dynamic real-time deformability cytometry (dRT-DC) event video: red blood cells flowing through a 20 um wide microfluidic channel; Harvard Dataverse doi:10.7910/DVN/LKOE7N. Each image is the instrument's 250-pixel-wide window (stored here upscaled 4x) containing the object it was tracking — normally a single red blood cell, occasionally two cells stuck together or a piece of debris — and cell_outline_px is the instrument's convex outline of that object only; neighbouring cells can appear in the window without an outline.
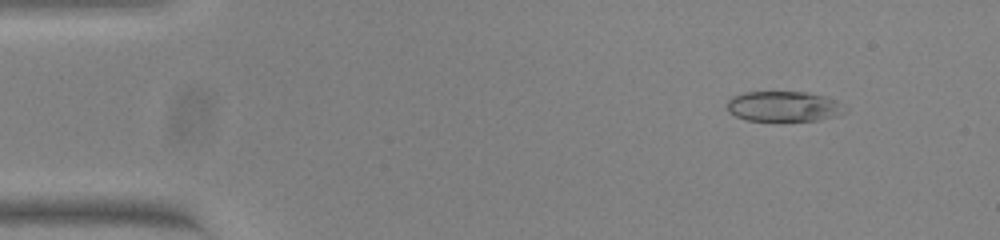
{"species": "common noctule bat (a hibernating species)", "species_latin": "Nyctalus noctula", "temperature_condition": "warm", "stored_images_in_passage": 53, "camera_frame_rate_fps": 3000, "um_per_image_px": 0.085, "animal": {"sex": "female", "body_mass_g": 23.0, "forearm_length_mm": 53.4}, "frame": {"image": 1, "passage_image": 6, "time_ms": 1.667, "image_size_px": [1000, 240], "cell_outline_px": [[848, 112], [836, 116], [816, 120], [744, 120], [728, 112], [728, 100], [732, 96], [744, 92], [808, 92], [824, 96], [836, 100], [848, 108]], "centroid_in_image_um": [66.65, 9.04], "position_along_channel_um": 18.4, "area_um2": 20.87}}
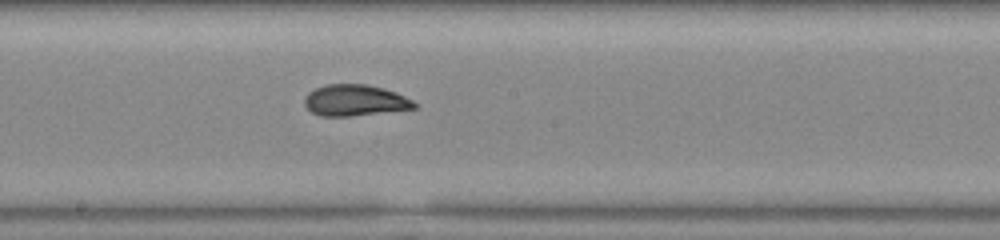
{"frame": {"image": 2, "passage_image": 29, "time_ms": 9.333, "image_size_px": [1000, 240], "cell_outline_px": [[420, 104], [416, 108], [348, 116], [320, 116], [312, 112], [304, 104], [304, 100], [308, 92], [316, 88], [328, 84], [364, 84], [384, 88], [396, 92]], "centroid_in_image_um": [30.18, 8.52], "position_along_channel_um": 218.0, "area_um2": 19.88}}
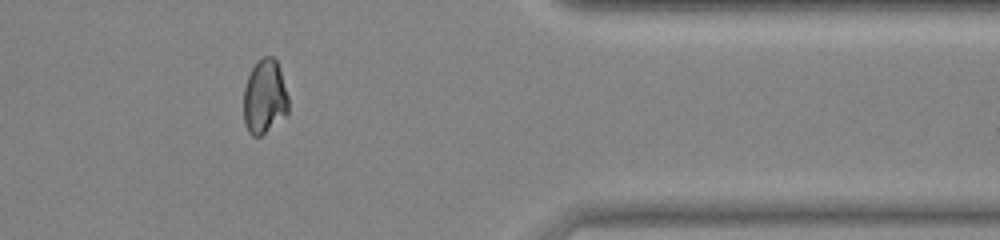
{"frame": {"image": 3, "passage_image": 44, "time_ms": 14.333, "image_size_px": [1000, 240], "cell_outline_px": [[288, 116], [260, 136], [252, 136], [248, 132], [244, 124], [244, 88], [248, 76], [252, 68], [264, 56], [272, 56], [276, 60], [280, 68], [288, 96]], "centroid_in_image_um": [22.51, 8.27], "position_along_channel_um": 388.9, "area_um2": 19.59}, "authors_computed_cell_mechanics": {"area_um2": 20.6924, "velocity_mm_per_s": 3.8429, "shape_relaxation_time_tau1_ms": 5.0643, "shape_relaxation_time_tau2_ms": null, "deformation_change_tau1": 0.2211, "deformation_change_tau2": null}}